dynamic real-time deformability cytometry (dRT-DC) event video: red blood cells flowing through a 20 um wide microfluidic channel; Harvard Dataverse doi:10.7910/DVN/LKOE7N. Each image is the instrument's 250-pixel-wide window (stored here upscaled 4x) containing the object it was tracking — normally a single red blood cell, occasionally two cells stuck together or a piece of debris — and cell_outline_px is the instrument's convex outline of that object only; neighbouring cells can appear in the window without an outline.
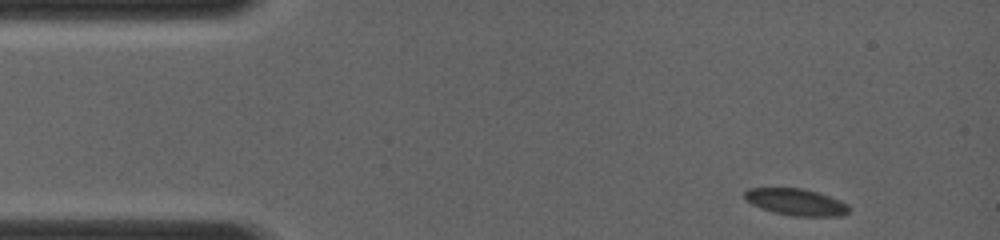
{"species": "common noctule bat (a hibernating species)", "species_latin": "Nyctalus noctula", "temperature_condition": "room temperature", "stored_images_in_passage": 5, "camera_frame_rate_fps": 4000, "um_per_image_px": 0.085, "animal": {"sex": "female", "body_mass_g": 19.0, "forearm_length_mm": 56.7}, "frame": {"image": 1, "passage_image": 1, "time_ms": 0.0, "image_size_px": [1000, 240], "cell_outline_px": [[848, 212], [840, 216], [792, 216], [772, 212], [760, 208], [752, 204], [744, 196], [744, 192], [748, 188], [800, 188], [816, 192], [840, 200], [848, 204]], "centroid_in_image_um": [67.64, 17.18], "position_along_channel_um": 17.4, "area_um2": 16.13}}